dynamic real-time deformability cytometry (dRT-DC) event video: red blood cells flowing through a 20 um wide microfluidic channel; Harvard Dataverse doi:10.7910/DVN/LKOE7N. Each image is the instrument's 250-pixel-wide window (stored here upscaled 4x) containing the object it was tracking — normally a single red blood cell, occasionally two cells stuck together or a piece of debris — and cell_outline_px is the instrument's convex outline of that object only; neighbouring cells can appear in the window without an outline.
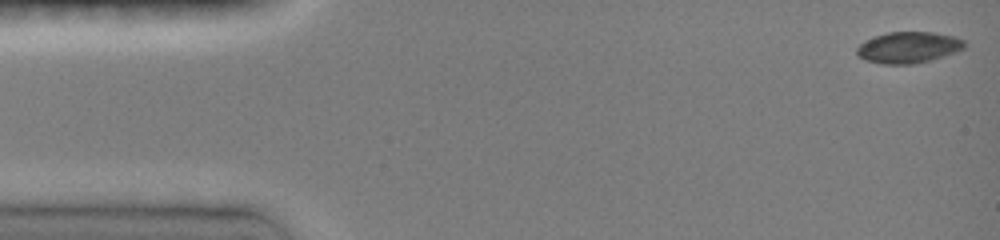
{"species": "common noctule bat (a hibernating species)", "species_latin": "Nyctalus noctula", "temperature_condition": "room temperature", "stored_images_in_passage": 61, "camera_frame_rate_fps": 3000, "um_per_image_px": 0.085, "animal": {"sex": "female", "body_mass_g": 19.0, "forearm_length_mm": 51.5}, "frame": {"image": 1, "passage_image": 1, "time_ms": 0.0, "image_size_px": [1000, 240], "cell_outline_px": [[968, 44], [964, 48], [956, 52], [932, 60], [912, 64], [884, 64], [864, 60], [856, 56], [856, 48], [860, 44], [876, 36], [888, 32], [932, 32], [952, 36], [964, 40]], "centroid_in_image_um": [77.22, 4.04], "position_along_channel_um": 7.8, "area_um2": 19.65}}
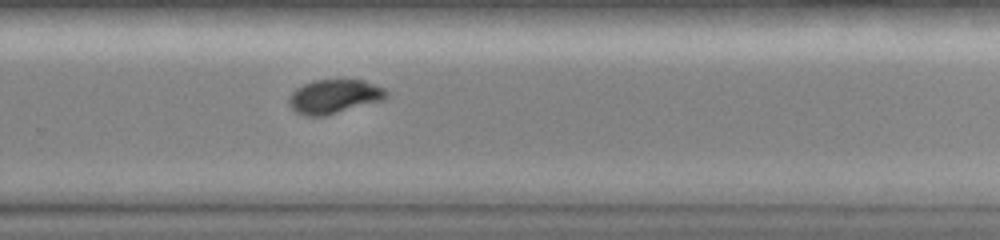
{"frame": {"image": 2, "passage_image": 45, "time_ms": 10.0, "image_size_px": [1000, 240], "cell_outline_px": [[388, 96], [384, 100], [324, 116], [304, 116], [296, 112], [288, 104], [288, 100], [292, 92], [296, 88], [312, 80], [364, 80], [384, 88], [388, 92]], "centroid_in_image_um": [28.41, 8.2], "position_along_channel_um": 301.4, "area_um2": 19.36}}
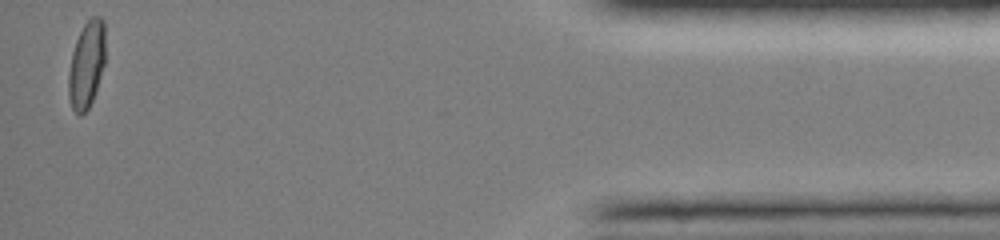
{"frame": {"image": 3, "passage_image": 61, "time_ms": 14.667, "image_size_px": [1000, 240], "cell_outline_px": [[104, 64], [96, 92], [88, 108], [80, 116], [72, 108], [68, 96], [68, 72], [72, 52], [76, 40], [84, 24], [92, 16], [100, 16], [104, 20]], "centroid_in_image_um": [7.35, 5.49], "position_along_channel_um": 427.9, "area_um2": 18.61}, "authors_computed_cell_mechanics": {"area_um2": 19.7676, "velocity_mm_per_s": 4.1212, "shape_relaxation_time_tau1_ms": 7.4707, "shape_relaxation_time_tau2_ms": 3.1886, "deformation_change_tau1": 0.1953, "deformation_change_tau2": 0.0177}}